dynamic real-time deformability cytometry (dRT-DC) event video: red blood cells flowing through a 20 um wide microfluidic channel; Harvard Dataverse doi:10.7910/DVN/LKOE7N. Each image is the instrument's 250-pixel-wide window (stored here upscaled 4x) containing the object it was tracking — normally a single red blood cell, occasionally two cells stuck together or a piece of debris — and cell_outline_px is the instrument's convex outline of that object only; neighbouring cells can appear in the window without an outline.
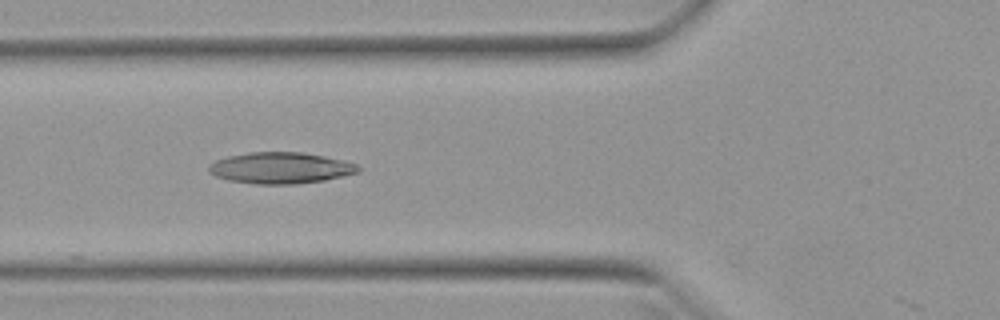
{"species": "Egyptian fruit bat (a non-hibernating species)", "species_latin": "Rousettus aegyptiacus", "temperature_condition": "warm", "stored_images_in_passage": 38, "camera_frame_rate_fps": 3000, "um_per_image_px": 0.085, "animal": {"sex": "female"}, "frame": {"image": 1, "passage_image": 8, "time_ms": 2.333, "image_size_px": [1000, 320], "cell_outline_px": [[360, 172], [324, 180], [296, 184], [256, 184], [228, 180], [216, 176], [208, 172], [208, 164], [216, 160], [228, 156], [248, 152], [300, 152], [324, 156], [344, 160], [356, 164], [360, 168]], "centroid_in_image_um": [23.83, 14.27], "position_along_channel_um": 102.0, "area_um2": 27.28}}
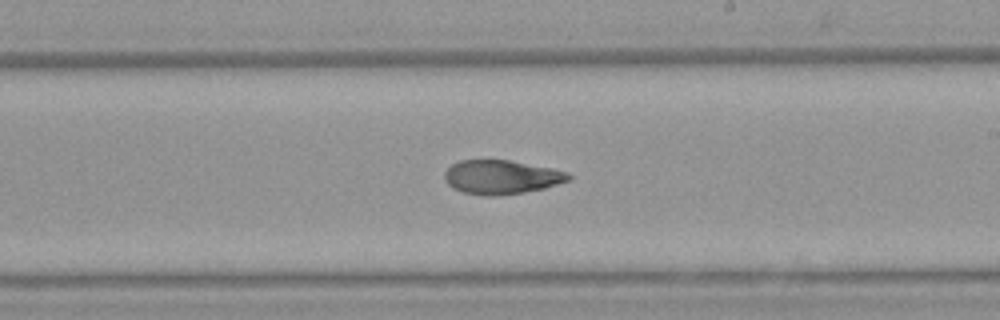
{"frame": {"image": 2, "passage_image": 19, "time_ms": 6.0, "image_size_px": [1000, 320], "cell_outline_px": [[572, 176], [568, 180], [544, 188], [520, 192], [492, 196], [484, 196], [464, 192], [452, 188], [444, 180], [444, 172], [452, 164], [460, 160], [508, 160], [552, 168], [568, 172]], "centroid_in_image_um": [42.58, 15.04], "position_along_channel_um": 246.4, "area_um2": 24.33}}
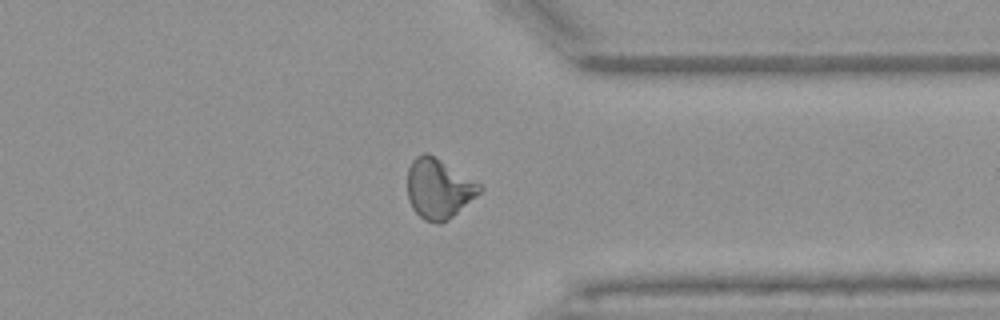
{"frame": {"image": 3, "passage_image": 29, "time_ms": 9.333, "image_size_px": [1000, 320], "cell_outline_px": [[484, 188], [480, 192], [448, 220], [440, 224], [436, 224], [424, 220], [412, 208], [408, 200], [408, 168], [412, 160], [416, 156], [424, 152], [428, 152], [480, 184]], "centroid_in_image_um": [37.26, 16.03], "position_along_channel_um": 374.1, "area_um2": 25.03}, "authors_computed_cell_mechanics": {"area_um2": 24.9696, "velocity_mm_per_s": 3.9425, "shape_relaxation_time_tau1_ms": null, "shape_relaxation_time_tau2_ms": 2.0895, "deformation_change_tau1": null, "deformation_change_tau2": 0.0767}}